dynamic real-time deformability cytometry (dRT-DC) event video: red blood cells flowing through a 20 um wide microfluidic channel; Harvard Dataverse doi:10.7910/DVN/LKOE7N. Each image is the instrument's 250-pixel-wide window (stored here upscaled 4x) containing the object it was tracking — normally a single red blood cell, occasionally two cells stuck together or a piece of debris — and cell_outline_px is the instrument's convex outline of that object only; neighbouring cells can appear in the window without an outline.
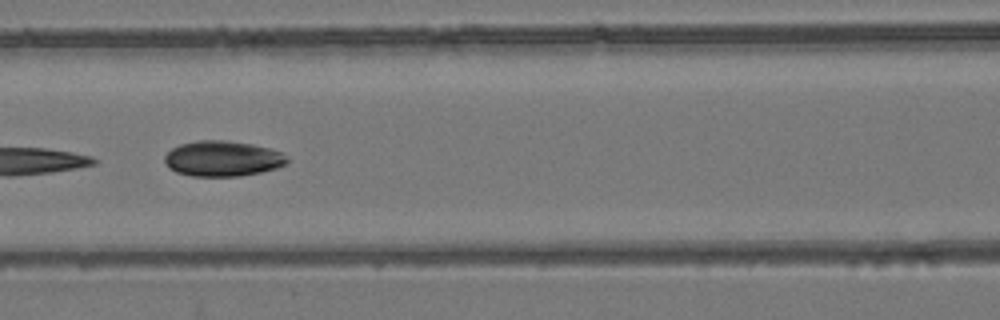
{"species": "common noctule bat (a hibernating species)", "species_latin": "Nyctalus noctula", "temperature_condition": "room temperature", "stored_images_in_passage": 10, "camera_frame_rate_fps": 3000, "um_per_image_px": 0.085, "animal": {"sex": "female", "body_mass_g": 24.6, "forearm_length_mm": 56.2}, "frame": {"image": 1, "passage_image": 7, "time_ms": 7.333, "image_size_px": [1000, 320], "cell_outline_px": [[288, 164], [276, 168], [260, 172], [240, 176], [192, 176], [176, 172], [168, 168], [164, 160], [164, 156], [172, 148], [180, 144], [196, 140], [224, 140], [252, 144], [284, 152], [288, 156]], "centroid_in_image_um": [18.93, 13.48], "position_along_channel_um": 147.7, "area_um2": 25.55}}
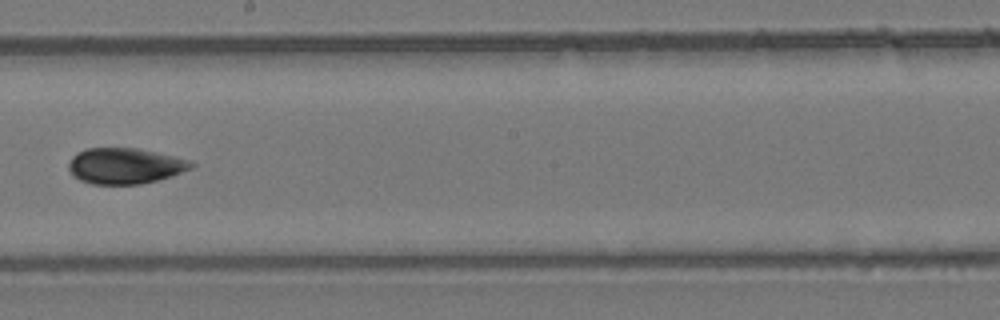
{"frame": {"image": 2, "passage_image": 9, "time_ms": 9.667, "image_size_px": [1000, 320], "cell_outline_px": [[196, 164], [192, 168], [172, 176], [140, 184], [92, 184], [80, 180], [72, 176], [68, 168], [68, 164], [72, 156], [88, 148], [136, 148], [176, 156], [188, 160]], "centroid_in_image_um": [10.62, 14.1], "position_along_channel_um": 237.6, "area_um2": 25.61}}
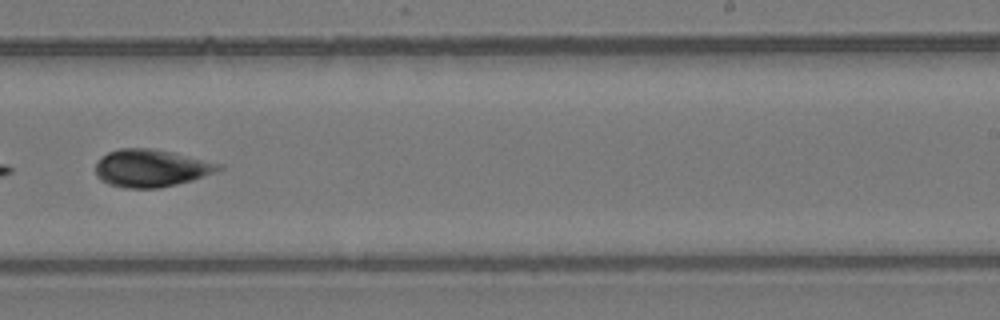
{"frame": {"image": 3, "passage_image": 10, "time_ms": 10.667, "image_size_px": [1000, 320], "cell_outline_px": [[224, 168], [204, 176], [192, 180], [160, 188], [124, 188], [108, 184], [100, 180], [96, 176], [96, 164], [100, 156], [108, 152], [120, 148], [152, 148], [172, 152], [224, 164]], "centroid_in_image_um": [12.83, 14.29], "position_along_channel_um": 276.2, "area_um2": 27.11}}